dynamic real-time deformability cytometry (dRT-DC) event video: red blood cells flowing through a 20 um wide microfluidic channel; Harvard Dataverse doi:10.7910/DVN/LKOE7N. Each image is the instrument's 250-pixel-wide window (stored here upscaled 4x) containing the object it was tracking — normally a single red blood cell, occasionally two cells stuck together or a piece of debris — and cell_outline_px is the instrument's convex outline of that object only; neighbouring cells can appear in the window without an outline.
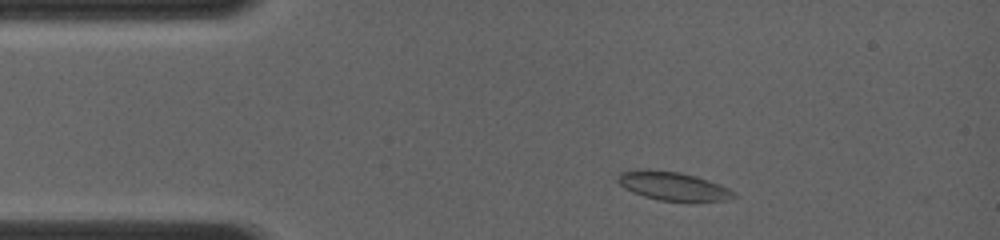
{"species": "common noctule bat (a hibernating species)", "species_latin": "Nyctalus noctula", "temperature_condition": "room temperature", "stored_images_in_passage": 4, "camera_frame_rate_fps": 4000, "um_per_image_px": 0.085, "animal": {"sex": "female", "body_mass_g": 19.0, "forearm_length_mm": 56.7}, "frame": {"image": 1, "passage_image": 1, "time_ms": 0.0, "image_size_px": [1000, 240], "cell_outline_px": [[736, 196], [728, 200], [692, 204], [688, 204], [660, 200], [644, 196], [632, 192], [624, 188], [616, 180], [616, 176], [620, 172], [636, 168], [648, 168], [680, 172], [696, 176], [720, 184], [736, 192]], "centroid_in_image_um": [57.22, 15.84], "position_along_channel_um": 27.8, "area_um2": 20.46}}
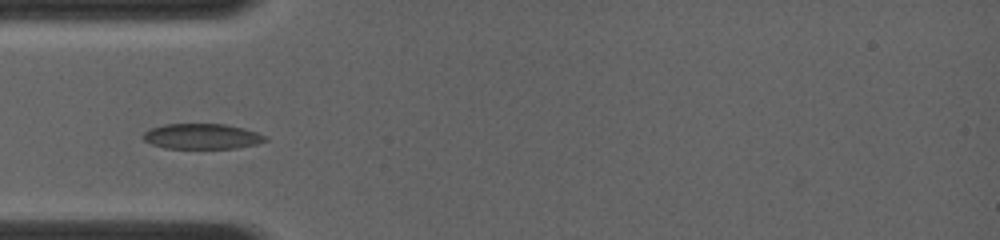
{"frame": {"image": 2, "passage_image": 3, "time_ms": 2.0, "image_size_px": [1000, 240], "cell_outline_px": [[268, 140], [256, 144], [236, 148], [164, 148], [152, 144], [144, 140], [140, 136], [144, 132], [152, 128], [164, 124], [224, 124], [244, 128], [268, 136]], "centroid_in_image_um": [17.17, 11.59], "position_along_channel_um": 67.8, "area_um2": 18.09}}
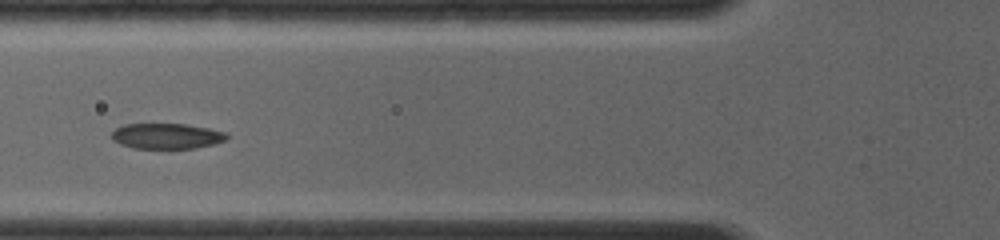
{"frame": {"image": 3, "passage_image": 4, "time_ms": 3.0, "image_size_px": [1000, 240], "cell_outline_px": [[228, 136], [224, 140], [212, 144], [196, 148], [136, 148], [120, 144], [112, 140], [112, 132], [116, 128], [124, 124], [184, 124], [208, 128], [228, 132]], "centroid_in_image_um": [14.16, 11.56], "position_along_channel_um": 111.6, "area_um2": 16.99}}